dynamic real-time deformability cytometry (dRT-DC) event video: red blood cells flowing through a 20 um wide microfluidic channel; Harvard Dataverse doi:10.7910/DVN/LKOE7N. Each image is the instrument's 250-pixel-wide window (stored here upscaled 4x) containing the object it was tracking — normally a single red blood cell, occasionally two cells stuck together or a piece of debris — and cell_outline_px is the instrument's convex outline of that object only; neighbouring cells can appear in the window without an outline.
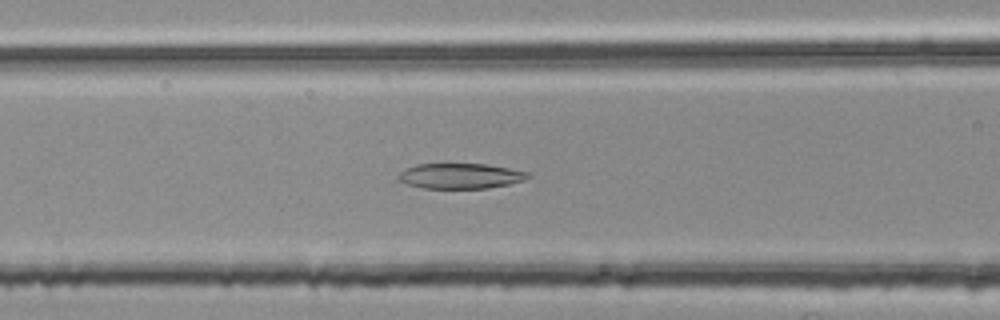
{"species": "common noctule bat (a hibernating species)", "species_latin": "Nyctalus noctula", "temperature_condition": "room temperature", "stored_images_in_passage": 54, "segment_of_instrument_passage": [2, 2], "camera_frame_rate_fps": 3000, "um_per_image_px": 0.085, "animal": {"sex": "female", "body_mass_g": 25.1}, "frame": {"image": 1, "passage_image": 22, "time_ms": 7.0, "image_size_px": [1000, 320], "cell_outline_px": [[532, 176], [524, 180], [508, 184], [488, 188], [420, 188], [408, 184], [400, 180], [396, 176], [404, 168], [416, 164], [488, 164], [532, 172]], "centroid_in_image_um": [39.16, 14.95], "position_along_channel_um": 127.4, "area_um2": 19.31}}
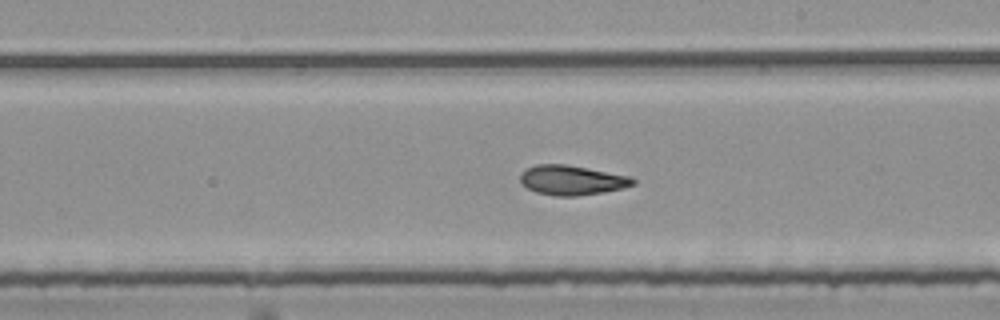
{"frame": {"image": 2, "passage_image": 31, "time_ms": 10.0, "image_size_px": [1000, 320], "cell_outline_px": [[636, 184], [624, 188], [604, 192], [576, 196], [556, 196], [536, 192], [528, 188], [520, 180], [520, 172], [536, 164], [564, 164], [632, 176], [636, 180]], "centroid_in_image_um": [48.65, 15.31], "position_along_channel_um": 240.4, "area_um2": 19.54}}
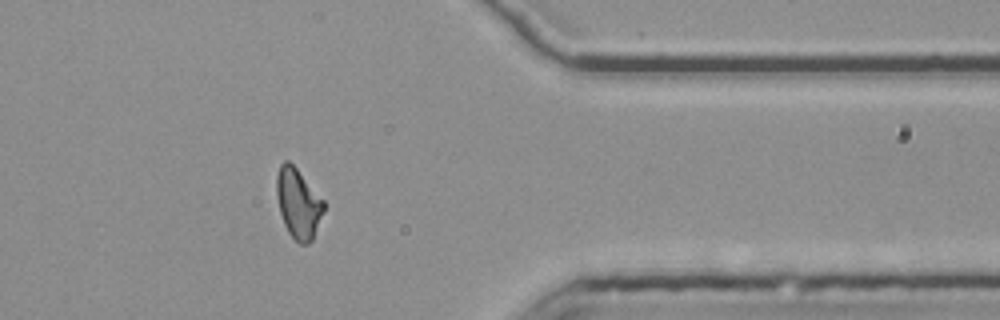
{"frame": {"image": 3, "passage_image": 44, "time_ms": 14.333, "image_size_px": [1000, 320], "cell_outline_px": [[324, 208], [312, 240], [308, 244], [300, 244], [288, 232], [284, 224], [280, 212], [276, 196], [276, 176], [280, 164], [284, 160], [288, 160], [296, 168], [324, 200]], "centroid_in_image_um": [25.32, 17.27], "position_along_channel_um": 386.1, "area_um2": 19.02}}